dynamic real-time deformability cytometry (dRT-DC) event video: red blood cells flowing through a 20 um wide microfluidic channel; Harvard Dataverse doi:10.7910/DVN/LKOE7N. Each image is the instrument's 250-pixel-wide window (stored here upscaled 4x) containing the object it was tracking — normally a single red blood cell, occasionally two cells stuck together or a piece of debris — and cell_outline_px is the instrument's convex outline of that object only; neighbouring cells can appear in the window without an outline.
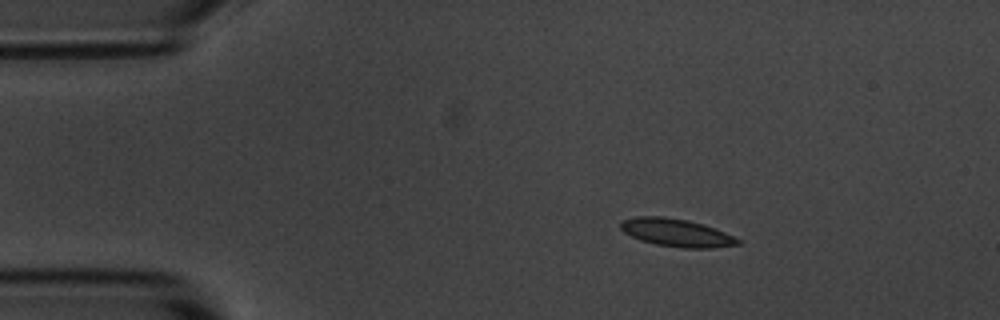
{"species": "common noctule bat (a hibernating species)", "species_latin": "Nyctalus noctula", "temperature_condition": "room temperature", "stored_images_in_passage": 48, "camera_frame_rate_fps": 3000, "um_per_image_px": 0.085, "animal": {"sex": "male", "body_mass_g": 20.1, "forearm_length_mm": 53.5}, "frame": {"image": 1, "passage_image": 1, "time_ms": 0.0, "image_size_px": [1000, 320], "cell_outline_px": [[740, 244], [712, 248], [684, 248], [656, 244], [640, 240], [624, 232], [620, 228], [620, 224], [624, 220], [636, 216], [664, 216], [688, 220], [704, 224], [724, 232], [740, 240]], "centroid_in_image_um": [57.49, 19.77], "position_along_channel_um": 27.5, "area_um2": 18.9}}
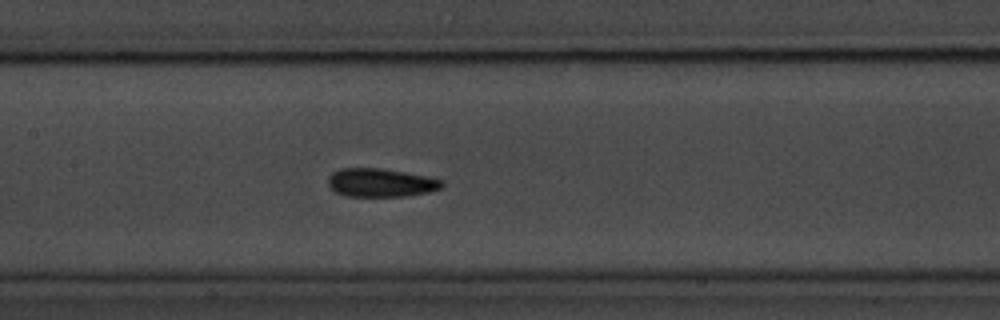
{"frame": {"image": 2, "passage_image": 18, "time_ms": 5.667, "image_size_px": [1000, 320], "cell_outline_px": [[444, 184], [440, 188], [428, 192], [408, 196], [344, 196], [336, 192], [328, 184], [328, 176], [332, 172], [340, 168], [384, 168], [444, 180]], "centroid_in_image_um": [32.34, 15.52], "position_along_channel_um": 175.1, "area_um2": 18.9}}
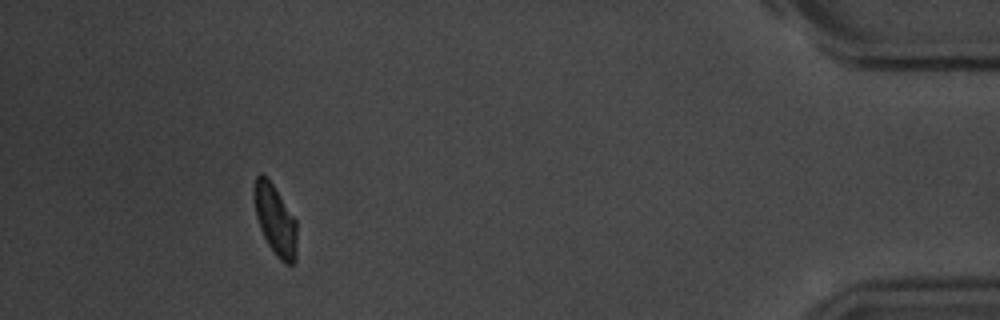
{"frame": {"image": 3, "passage_image": 43, "time_ms": 14.0, "image_size_px": [1000, 320], "cell_outline_px": [[296, 260], [292, 264], [284, 264], [276, 256], [268, 244], [260, 228], [256, 216], [252, 196], [252, 188], [256, 176], [260, 172], [272, 184], [296, 220]], "centroid_in_image_um": [23.36, 18.7], "position_along_channel_um": 411.8, "area_um2": 17.57}, "authors_computed_cell_mechanics": {"area_um2": 18.5538, "velocity_mm_per_s": 3.5836, "shape_relaxation_time_tau1_ms": 2.5427, "shape_relaxation_time_tau2_ms": 2.0749, "deformation_change_tau1": 0.0999, "deformation_change_tau2": 0.0758}}